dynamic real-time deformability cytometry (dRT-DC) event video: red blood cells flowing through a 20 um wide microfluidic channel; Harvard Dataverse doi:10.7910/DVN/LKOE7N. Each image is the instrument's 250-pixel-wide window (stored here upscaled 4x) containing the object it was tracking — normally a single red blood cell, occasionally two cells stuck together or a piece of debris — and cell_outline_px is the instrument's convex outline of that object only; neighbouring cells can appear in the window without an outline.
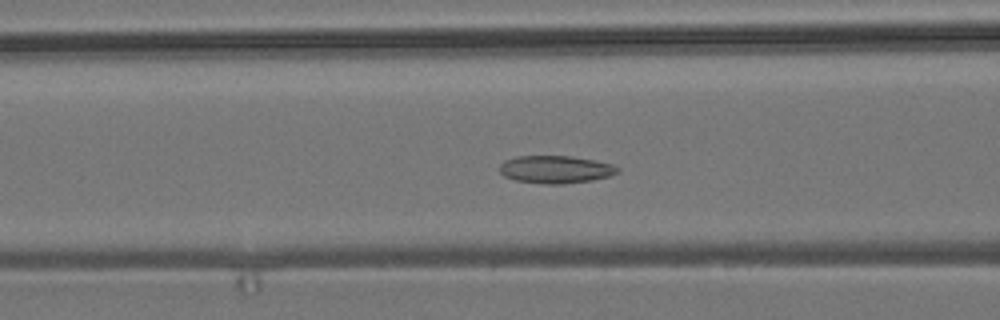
{"species": "common noctule bat (a hibernating species)", "species_latin": "Nyctalus noctula", "temperature_condition": "room temperature", "stored_images_in_passage": 56, "camera_frame_rate_fps": 3000, "um_per_image_px": 0.085, "animal": {"sex": "male", "body_mass_g": 19.2, "forearm_length_mm": 51.8}, "frame": {"image": 1, "passage_image": 22, "time_ms": 7.0, "image_size_px": [1000, 320], "cell_outline_px": [[620, 172], [608, 176], [592, 180], [564, 184], [544, 184], [516, 180], [504, 176], [500, 172], [500, 164], [504, 160], [516, 156], [572, 156], [596, 160], [612, 164], [620, 168]], "centroid_in_image_um": [47.24, 14.39], "position_along_channel_um": 119.4, "area_um2": 19.13}}
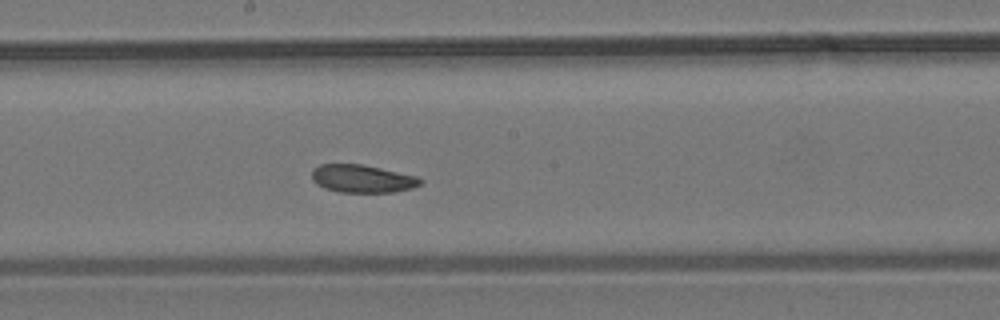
{"frame": {"image": 2, "passage_image": 30, "time_ms": 9.667, "image_size_px": [1000, 320], "cell_outline_px": [[424, 180], [420, 184], [412, 188], [396, 192], [340, 192], [324, 188], [316, 184], [312, 180], [312, 168], [320, 164], [364, 164], [416, 176]], "centroid_in_image_um": [30.78, 15.18], "position_along_channel_um": 217.4, "area_um2": 17.74}}
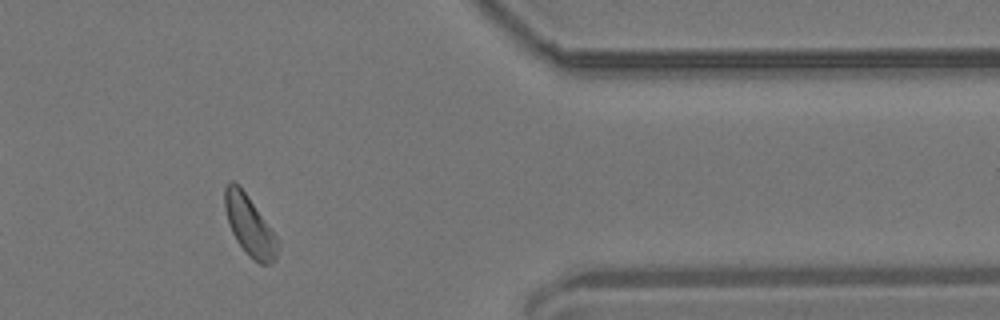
{"frame": {"image": 3, "passage_image": 46, "time_ms": 15.0, "image_size_px": [1000, 320], "cell_outline_px": [[280, 244], [276, 260], [272, 264], [260, 264], [248, 256], [236, 240], [228, 224], [224, 208], [224, 188], [232, 180], [248, 196], [280, 240]], "centroid_in_image_um": [21.24, 19.23], "position_along_channel_um": 390.2, "area_um2": 18.67}, "authors_computed_cell_mechanics": {"area_um2": 18.6983, "velocity_mm_per_s": 3.6706, "shape_relaxation_time_tau1_ms": 9.0126, "shape_relaxation_time_tau2_ms": 8.1733, "deformation_change_tau1": 0.1009, "deformation_change_tau2": 0.1455}}